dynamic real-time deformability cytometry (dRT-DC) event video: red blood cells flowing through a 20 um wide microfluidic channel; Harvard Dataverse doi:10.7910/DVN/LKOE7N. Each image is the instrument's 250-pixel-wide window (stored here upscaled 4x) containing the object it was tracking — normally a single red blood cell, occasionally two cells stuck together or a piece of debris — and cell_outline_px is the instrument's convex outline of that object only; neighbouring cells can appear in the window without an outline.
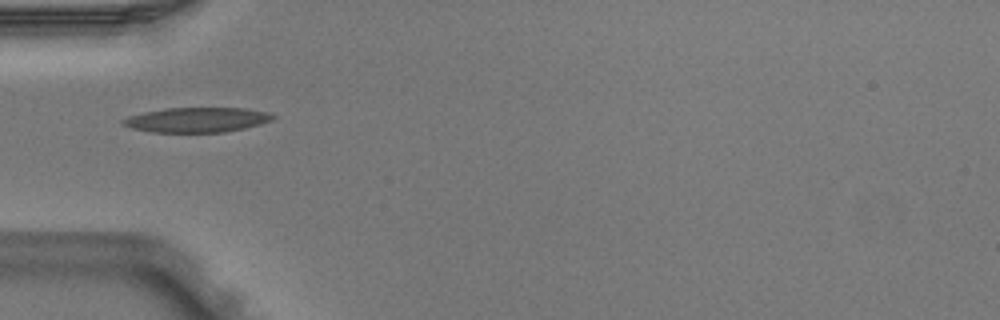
{"species": "Egyptian fruit bat (a non-hibernating species)", "species_latin": "Rousettus aegyptiacus", "temperature_condition": "warm", "stored_images_in_passage": 5, "camera_frame_rate_fps": 3000, "um_per_image_px": 0.085, "animal": {"sex": "male"}, "frame": {"image": 1, "passage_image": 5, "time_ms": 1.333, "image_size_px": [1000, 320], "cell_outline_px": [[276, 116], [272, 120], [260, 124], [244, 128], [224, 132], [152, 132], [132, 128], [124, 124], [120, 120], [128, 116], [144, 112], [168, 108], [244, 108], [268, 112]], "centroid_in_image_um": [16.75, 10.18], "position_along_channel_um": 68.3, "area_um2": 21.56}}